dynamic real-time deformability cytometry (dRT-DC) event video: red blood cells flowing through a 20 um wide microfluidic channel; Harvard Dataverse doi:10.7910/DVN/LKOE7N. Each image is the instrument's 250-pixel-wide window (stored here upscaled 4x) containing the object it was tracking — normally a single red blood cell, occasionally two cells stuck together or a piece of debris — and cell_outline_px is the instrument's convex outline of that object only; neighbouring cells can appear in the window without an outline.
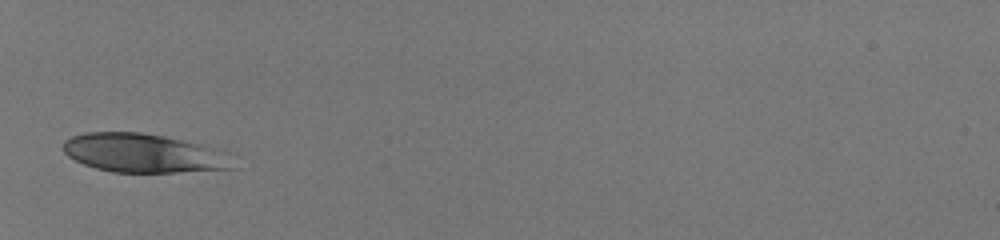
{"species": "human", "species_latin": "Homo sapiens", "temperature_condition": "room temperature", "stored_images_in_passage": 29, "camera_frame_rate_fps": 3000, "um_per_image_px": 0.085, "donor": {"sex": "male"}, "frame": {"image": 1, "passage_image": 1, "time_ms": 0.0, "image_size_px": [1000, 240], "cell_outline_px": [[236, 168], [176, 172], [112, 172], [96, 168], [84, 164], [68, 156], [64, 152], [64, 140], [72, 136], [84, 132], [140, 132], [164, 136], [204, 144], [228, 152]], "centroid_in_image_um": [12.24, 13.01], "position_along_channel_um": 72.8, "area_um2": 38.61}}
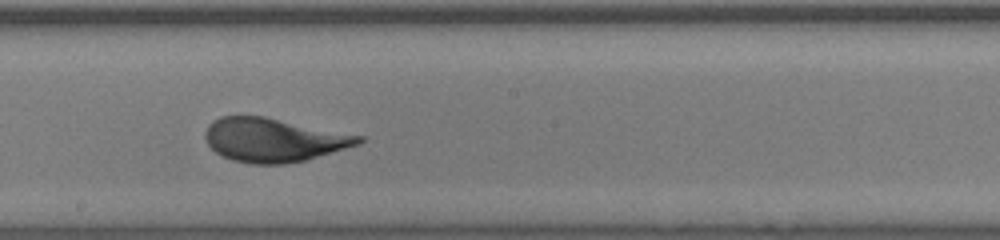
{"frame": {"image": 2, "passage_image": 13, "time_ms": 4.0, "image_size_px": [1000, 240], "cell_outline_px": [[364, 140], [360, 144], [304, 160], [284, 164], [252, 164], [232, 160], [216, 152], [208, 144], [204, 136], [204, 132], [208, 124], [212, 120], [220, 116], [264, 116], [364, 136]], "centroid_in_image_um": [23.24, 11.88], "position_along_channel_um": 225.0, "area_um2": 39.02}}
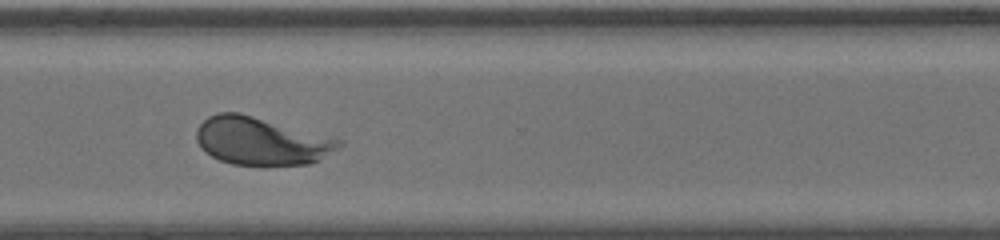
{"frame": {"image": 3, "passage_image": 22, "time_ms": 7.0, "image_size_px": [1000, 240], "cell_outline_px": [[344, 144], [312, 164], [264, 168], [232, 164], [220, 160], [204, 152], [200, 148], [196, 140], [196, 128], [208, 116], [216, 112], [240, 112], [332, 136], [344, 140]], "centroid_in_image_um": [22.22, 12.02], "position_along_channel_um": 348.4, "area_um2": 41.15}}